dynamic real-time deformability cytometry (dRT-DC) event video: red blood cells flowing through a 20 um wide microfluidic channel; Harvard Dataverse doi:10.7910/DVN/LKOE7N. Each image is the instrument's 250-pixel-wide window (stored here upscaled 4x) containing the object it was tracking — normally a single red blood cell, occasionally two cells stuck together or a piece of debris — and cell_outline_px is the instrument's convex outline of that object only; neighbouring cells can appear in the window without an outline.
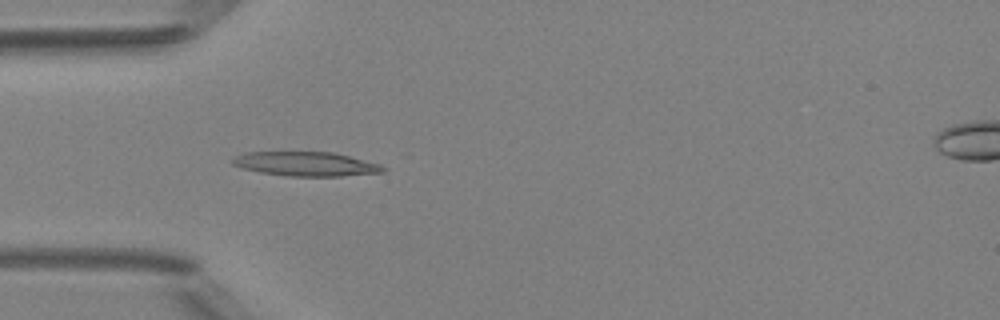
{"species": "Egyptian fruit bat (a non-hibernating species)", "species_latin": "Rousettus aegyptiacus", "temperature_condition": "room temperature", "stored_images_in_passage": 6, "camera_frame_rate_fps": 3000, "um_per_image_px": 0.085, "animal": {"sex": "female"}, "frame": {"image": 1, "passage_image": 5, "time_ms": 4.667, "image_size_px": [1000, 320], "cell_outline_px": [[388, 168], [384, 172], [340, 176], [288, 176], [260, 172], [244, 168], [232, 164], [228, 160], [244, 152], [332, 152], [380, 164]], "centroid_in_image_um": [25.99, 13.93], "position_along_channel_um": 59.0, "area_um2": 21.21}}